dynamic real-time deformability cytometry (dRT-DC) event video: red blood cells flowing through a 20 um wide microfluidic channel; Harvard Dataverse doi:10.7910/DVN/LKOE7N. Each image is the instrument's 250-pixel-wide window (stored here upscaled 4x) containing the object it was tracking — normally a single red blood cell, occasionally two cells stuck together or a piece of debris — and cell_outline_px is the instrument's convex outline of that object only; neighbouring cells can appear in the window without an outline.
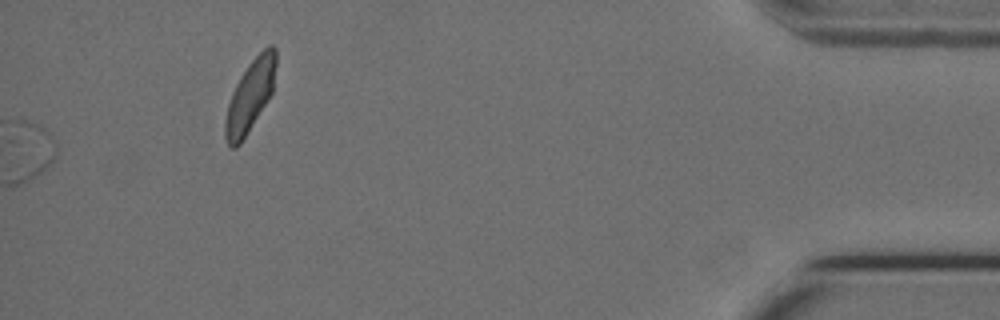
{"species": "Egyptian fruit bat (a non-hibernating species)", "species_latin": "Rousettus aegyptiacus", "temperature_condition": "cold", "stored_images_in_passage": 46, "camera_frame_rate_fps": 3000, "um_per_image_px": 0.085, "animal": {"sex": "female"}, "frame": {"image": 1, "passage_image": 46, "time_ms": 15.0, "image_size_px": [1000, 320], "cell_outline_px": [[276, 64], [272, 92], [240, 144], [236, 148], [232, 148], [228, 144], [224, 136], [224, 120], [228, 104], [232, 92], [240, 76], [248, 64], [268, 44], [272, 44], [276, 48]], "centroid_in_image_um": [21.24, 8.13], "position_along_channel_um": 414.0, "area_um2": 20.92}}